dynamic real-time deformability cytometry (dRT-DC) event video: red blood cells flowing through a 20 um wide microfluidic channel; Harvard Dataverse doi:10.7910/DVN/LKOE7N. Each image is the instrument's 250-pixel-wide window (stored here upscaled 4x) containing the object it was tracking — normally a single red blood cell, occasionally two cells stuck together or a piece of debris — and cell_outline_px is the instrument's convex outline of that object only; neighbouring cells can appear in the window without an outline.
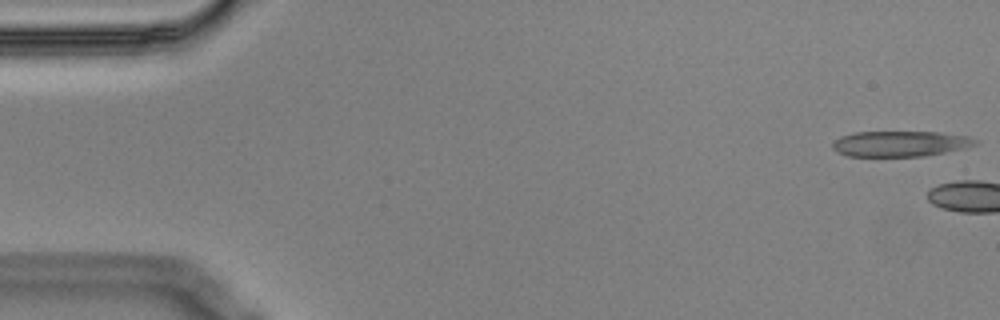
{"species": "Egyptian fruit bat (a non-hibernating species)", "species_latin": "Rousettus aegyptiacus", "temperature_condition": "cold", "stored_images_in_passage": 4, "camera_frame_rate_fps": 3000, "um_per_image_px": 0.085, "animal": {"sex": "male"}, "frame": {"image": 1, "passage_image": 1, "time_ms": 0.0, "image_size_px": [1000, 320], "cell_outline_px": [[980, 140], [976, 144], [964, 148], [924, 156], [848, 156], [836, 152], [832, 148], [832, 144], [840, 136], [856, 132], [940, 132], [968, 136]], "centroid_in_image_um": [76.52, 12.21], "position_along_channel_um": 8.5, "area_um2": 21.27}}